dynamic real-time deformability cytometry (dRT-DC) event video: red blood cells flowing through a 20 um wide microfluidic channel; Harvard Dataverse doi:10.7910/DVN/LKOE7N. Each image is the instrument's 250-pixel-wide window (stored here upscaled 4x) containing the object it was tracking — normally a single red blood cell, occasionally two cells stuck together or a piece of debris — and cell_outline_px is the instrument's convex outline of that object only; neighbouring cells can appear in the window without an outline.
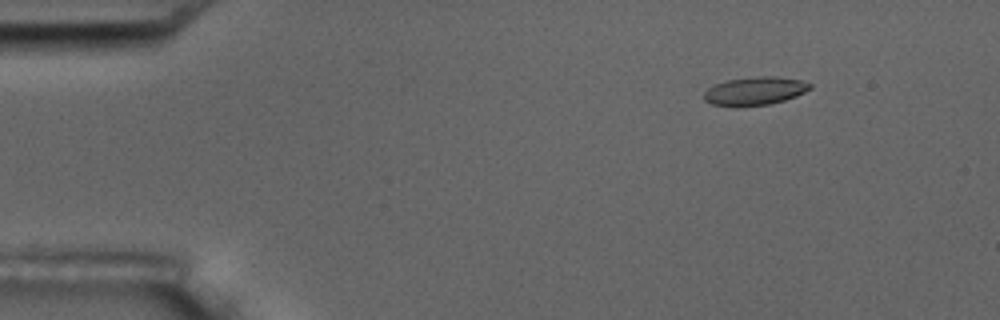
{"species": "common noctule bat (a hibernating species)", "species_latin": "Nyctalus noctula", "temperature_condition": "room temperature", "stored_images_in_passage": 3, "camera_frame_rate_fps": 3000, "um_per_image_px": 0.085, "animal": {"sex": "male", "body_mass_g": 17.5, "forearm_length_mm": 52.3}, "frame": {"image": 1, "passage_image": 1, "time_ms": 0.0, "image_size_px": [1000, 320], "cell_outline_px": [[812, 88], [796, 96], [784, 100], [768, 104], [712, 104], [704, 100], [704, 92], [708, 88], [716, 84], [728, 80], [760, 76], [776, 76], [800, 80], [812, 84]], "centroid_in_image_um": [64.22, 7.69], "position_along_channel_um": 20.8, "area_um2": 16.76}}
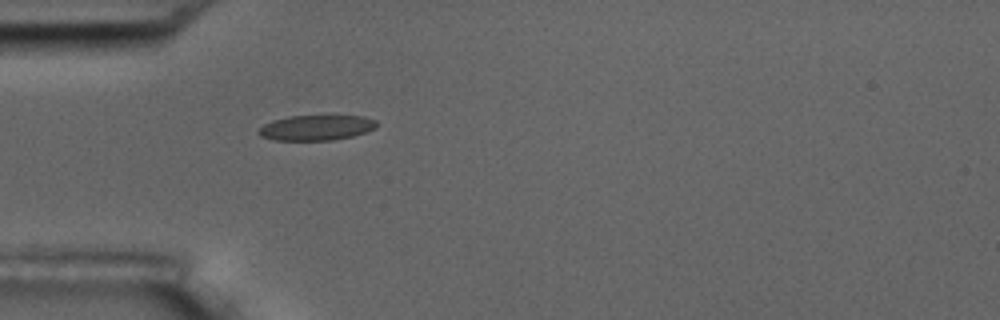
{"frame": {"image": 2, "passage_image": 3, "time_ms": 3.333, "image_size_px": [1000, 320], "cell_outline_px": [[376, 128], [352, 136], [332, 140], [272, 140], [260, 136], [256, 132], [264, 124], [272, 120], [288, 116], [364, 116], [376, 120]], "centroid_in_image_um": [26.84, 10.85], "position_along_channel_um": 58.2, "area_um2": 17.34}}